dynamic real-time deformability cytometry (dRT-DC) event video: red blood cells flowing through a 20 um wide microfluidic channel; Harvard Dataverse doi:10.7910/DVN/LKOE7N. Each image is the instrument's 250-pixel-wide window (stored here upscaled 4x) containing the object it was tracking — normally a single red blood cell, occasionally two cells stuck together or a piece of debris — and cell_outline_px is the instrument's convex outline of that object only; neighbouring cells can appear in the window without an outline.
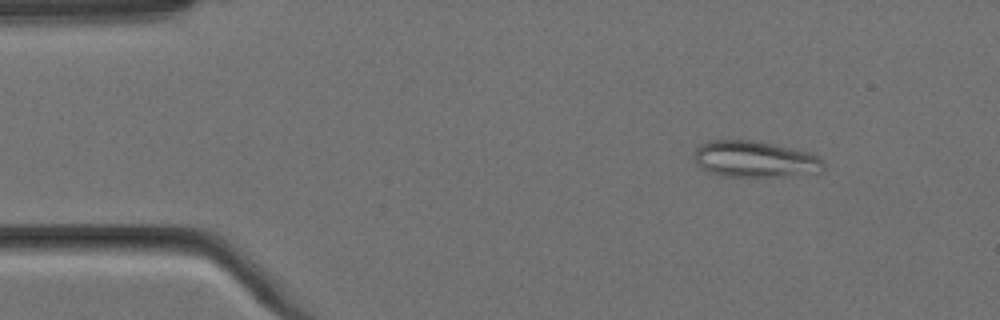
{"species": "Egyptian fruit bat (a non-hibernating species)", "species_latin": "Rousettus aegyptiacus", "temperature_condition": "cold", "stored_images_in_passage": 5, "camera_frame_rate_fps": 3000, "um_per_image_px": 0.085, "animal": {"sex": "female"}, "frame": {"image": 1, "passage_image": 2, "time_ms": 0.333, "image_size_px": [1000, 320], "cell_outline_px": [[824, 172], [776, 176], [720, 176], [704, 172], [696, 164], [696, 148], [700, 144], [708, 140], [752, 140], [792, 148], [808, 152], [820, 156], [824, 160]], "centroid_in_image_um": [64.16, 13.53], "position_along_channel_um": 20.8, "area_um2": 27.57}}